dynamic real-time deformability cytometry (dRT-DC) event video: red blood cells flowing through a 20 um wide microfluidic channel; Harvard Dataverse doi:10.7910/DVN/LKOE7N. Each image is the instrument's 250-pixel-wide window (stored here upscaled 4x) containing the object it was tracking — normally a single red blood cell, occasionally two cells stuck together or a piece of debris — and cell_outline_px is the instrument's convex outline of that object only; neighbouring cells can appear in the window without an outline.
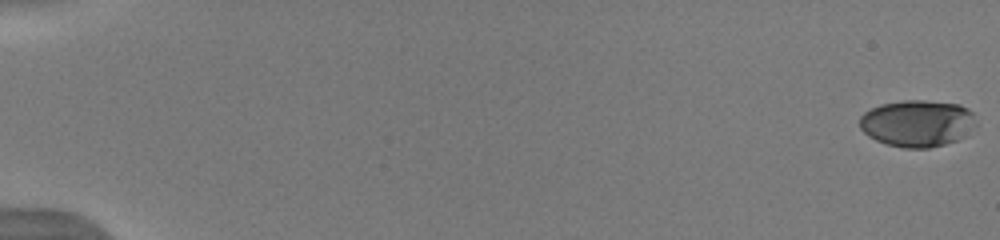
{"species": "human", "species_latin": "Homo sapiens", "temperature_condition": "warm", "stored_images_in_passage": 35, "camera_frame_rate_fps": 3000, "um_per_image_px": 0.085, "donor": {"sex": "male"}, "frame": {"image": 1, "passage_image": 1, "time_ms": 0.0, "image_size_px": [1000, 240], "cell_outline_px": [[976, 124], [968, 136], [944, 144], [928, 148], [904, 148], [888, 144], [876, 140], [868, 136], [860, 128], [860, 116], [864, 112], [880, 104], [904, 100], [924, 100], [960, 104], [968, 108], [972, 112]], "centroid_in_image_um": [77.99, 10.48], "position_along_channel_um": 7.0, "area_um2": 31.96}}
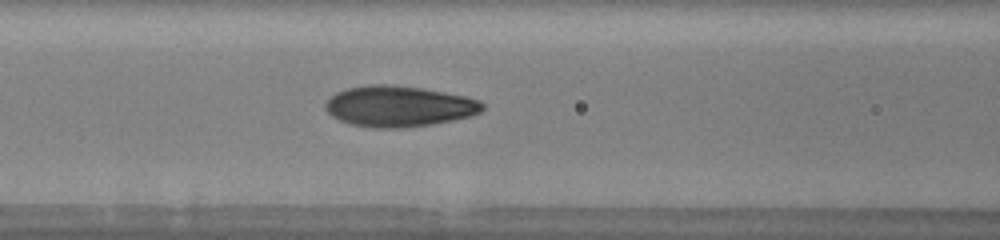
{"frame": {"image": 2, "passage_image": 22, "time_ms": 7.0, "image_size_px": [1000, 240], "cell_outline_px": [[484, 108], [480, 112], [472, 116], [432, 124], [404, 128], [376, 128], [352, 124], [340, 120], [332, 116], [324, 108], [324, 104], [336, 92], [348, 88], [368, 84], [388, 84], [424, 88], [468, 96], [480, 100], [484, 104]], "centroid_in_image_um": [33.94, 9.02], "position_along_channel_um": 132.7, "area_um2": 37.63}}
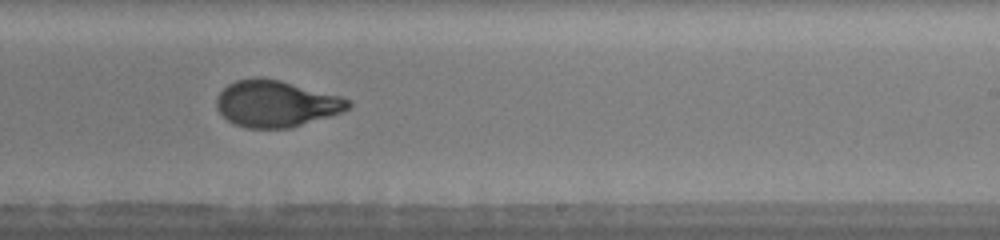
{"frame": {"image": 3, "passage_image": 28, "time_ms": 9.0, "image_size_px": [1000, 240], "cell_outline_px": [[352, 104], [348, 108], [340, 112], [292, 128], [248, 128], [236, 124], [228, 120], [216, 108], [216, 96], [228, 84], [236, 80], [280, 80], [344, 96], [352, 100]], "centroid_in_image_um": [23.51, 8.83], "position_along_channel_um": 265.5, "area_um2": 35.26}}